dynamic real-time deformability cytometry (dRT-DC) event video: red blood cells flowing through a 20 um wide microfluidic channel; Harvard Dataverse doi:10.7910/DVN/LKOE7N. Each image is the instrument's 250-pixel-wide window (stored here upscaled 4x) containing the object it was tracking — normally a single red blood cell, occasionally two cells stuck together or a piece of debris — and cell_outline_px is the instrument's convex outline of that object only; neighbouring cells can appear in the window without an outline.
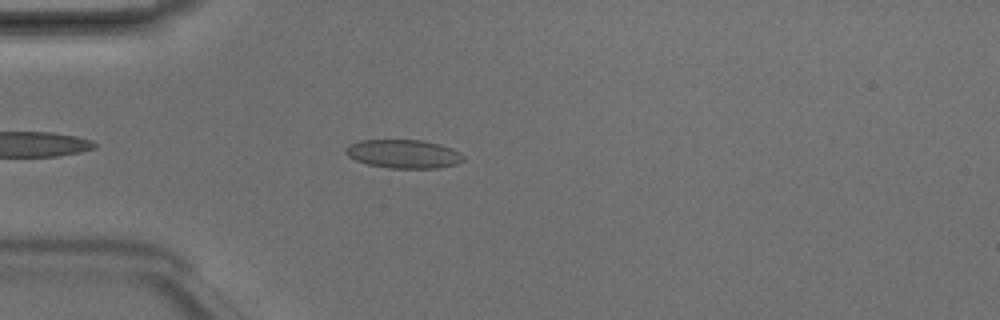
{"species": "Egyptian fruit bat (a non-hibernating species)", "species_latin": "Rousettus aegyptiacus", "temperature_condition": "room temperature", "stored_images_in_passage": 4, "camera_frame_rate_fps": 3000, "um_per_image_px": 0.085, "animal": {"sex": "male"}, "frame": {"image": 1, "passage_image": 4, "time_ms": 1.0, "image_size_px": [1000, 320], "cell_outline_px": [[464, 160], [456, 164], [440, 168], [388, 168], [368, 164], [356, 160], [348, 156], [344, 152], [344, 148], [348, 144], [360, 140], [424, 140], [440, 144], [452, 148], [460, 152], [464, 156]], "centroid_in_image_um": [34.3, 13.08], "position_along_channel_um": 50.7, "area_um2": 19.83}}